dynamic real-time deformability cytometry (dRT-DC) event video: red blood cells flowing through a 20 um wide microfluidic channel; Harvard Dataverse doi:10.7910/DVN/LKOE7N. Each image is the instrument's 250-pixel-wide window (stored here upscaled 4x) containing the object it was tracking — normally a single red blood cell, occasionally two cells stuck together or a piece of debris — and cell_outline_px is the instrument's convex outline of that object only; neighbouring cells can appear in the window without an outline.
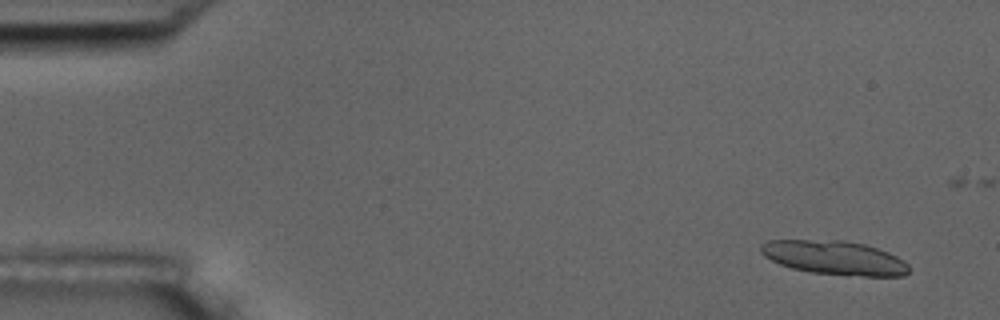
{"species": "common noctule bat (a hibernating species)", "species_latin": "Nyctalus noctula", "temperature_condition": "room temperature", "stored_images_in_passage": 6, "camera_frame_rate_fps": 3000, "um_per_image_px": 0.085, "animal": {"sex": "male", "body_mass_g": 17.5, "forearm_length_mm": 52.3}, "frame": {"image": 1, "passage_image": 2, "time_ms": 1.0, "image_size_px": [1000, 320], "cell_outline_px": [[908, 272], [904, 276], [848, 276], [812, 272], [792, 268], [780, 264], [764, 256], [760, 252], [760, 244], [768, 240], [844, 240], [864, 244], [888, 252], [904, 260], [908, 264]], "centroid_in_image_um": [70.93, 21.91], "position_along_channel_um": 14.1, "area_um2": 29.42}}